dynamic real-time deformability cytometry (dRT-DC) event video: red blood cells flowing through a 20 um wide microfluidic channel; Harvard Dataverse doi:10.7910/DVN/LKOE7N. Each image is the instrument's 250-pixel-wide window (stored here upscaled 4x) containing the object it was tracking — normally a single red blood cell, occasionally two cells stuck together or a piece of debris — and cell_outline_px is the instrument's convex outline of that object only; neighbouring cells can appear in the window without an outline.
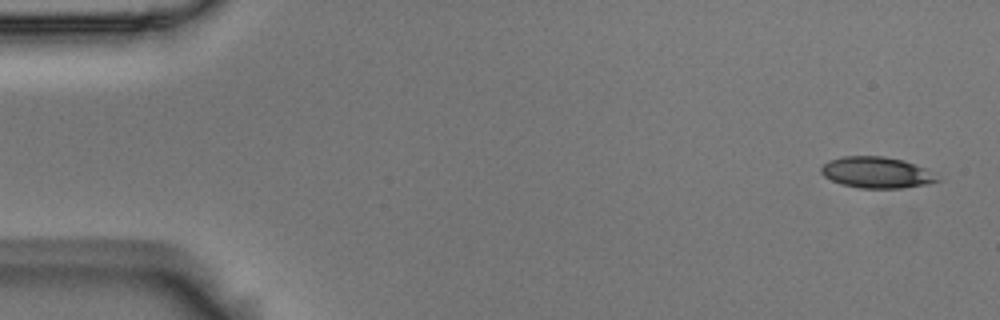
{"species": "Egyptian fruit bat (a non-hibernating species)", "species_latin": "Rousettus aegyptiacus", "temperature_condition": "room temperature", "stored_images_in_passage": 4, "camera_frame_rate_fps": 3000, "um_per_image_px": 0.085, "animal": {"sex": "male"}, "frame": {"image": 1, "passage_image": 1, "time_ms": 0.0, "image_size_px": [1000, 320], "cell_outline_px": [[940, 180], [928, 184], [904, 188], [860, 188], [840, 184], [824, 176], [820, 172], [820, 168], [828, 160], [844, 156], [884, 156], [904, 160], [924, 168]], "centroid_in_image_um": [74.47, 14.66], "position_along_channel_um": 10.5, "area_um2": 21.04}}
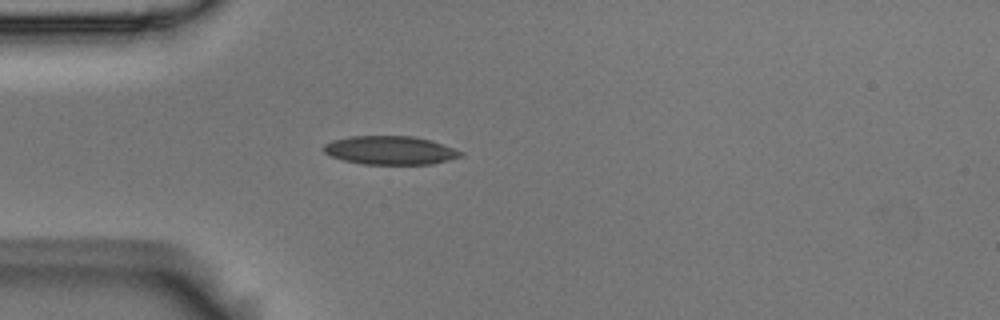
{"frame": {"image": 2, "passage_image": 4, "time_ms": 1.0, "image_size_px": [1000, 320], "cell_outline_px": [[464, 156], [432, 164], [364, 164], [344, 160], [332, 156], [324, 152], [324, 144], [332, 140], [348, 136], [412, 136], [432, 140], [464, 152]], "centroid_in_image_um": [33.19, 12.77], "position_along_channel_um": 51.8, "area_um2": 22.83}}